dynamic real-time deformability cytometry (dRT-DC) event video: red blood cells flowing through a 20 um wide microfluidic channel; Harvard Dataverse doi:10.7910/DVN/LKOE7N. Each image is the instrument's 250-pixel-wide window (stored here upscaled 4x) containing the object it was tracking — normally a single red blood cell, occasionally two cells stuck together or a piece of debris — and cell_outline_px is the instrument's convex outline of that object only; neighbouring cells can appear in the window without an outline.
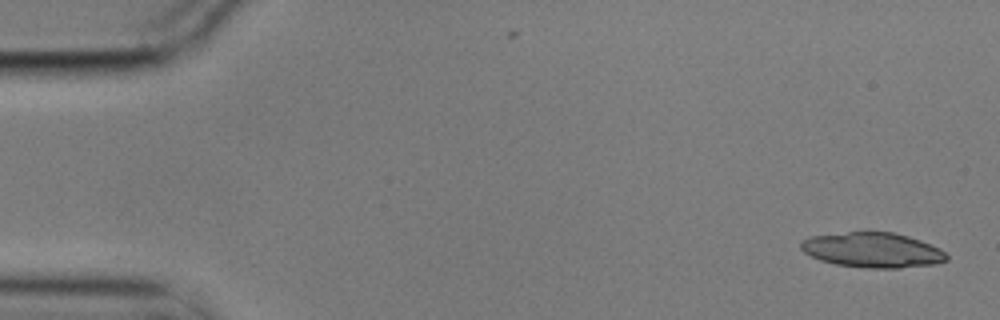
{"species": "common noctule bat (a hibernating species)", "species_latin": "Nyctalus noctula", "temperature_condition": "cold", "stored_images_in_passage": 5, "camera_frame_rate_fps": 3000, "um_per_image_px": 0.085, "animal": {"sex": "male", "body_mass_g": 17.9}, "frame": {"image": 1, "passage_image": 1, "time_ms": 0.0, "image_size_px": [1000, 320], "cell_outline_px": [[948, 260], [936, 264], [900, 268], [868, 268], [836, 264], [820, 260], [804, 252], [800, 248], [800, 240], [808, 236], [864, 228], [892, 232], [908, 236], [920, 240], [940, 248], [948, 256]], "centroid_in_image_um": [74.12, 21.2], "position_along_channel_um": 10.9, "area_um2": 30.81}}